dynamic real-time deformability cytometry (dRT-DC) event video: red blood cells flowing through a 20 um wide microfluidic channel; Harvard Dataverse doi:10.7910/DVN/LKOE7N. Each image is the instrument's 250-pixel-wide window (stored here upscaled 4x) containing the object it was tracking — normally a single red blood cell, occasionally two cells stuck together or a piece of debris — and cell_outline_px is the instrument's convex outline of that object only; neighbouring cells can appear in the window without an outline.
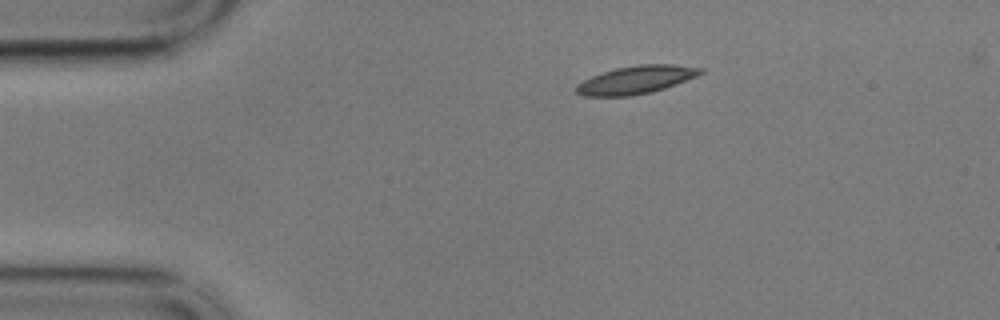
{"species": "common noctule bat (a hibernating species)", "species_latin": "Nyctalus noctula", "temperature_condition": "cold", "stored_images_in_passage": 37, "camera_frame_rate_fps": 3000, "um_per_image_px": 0.085, "animal": {"sex": "male", "body_mass_g": 17.9}, "frame": {"image": 1, "passage_image": 1, "time_ms": 0.0, "image_size_px": [1000, 320], "cell_outline_px": [[704, 72], [696, 76], [676, 84], [652, 92], [632, 96], [584, 96], [576, 92], [576, 84], [592, 76], [616, 68], [640, 64], [672, 64], [704, 68]], "centroid_in_image_um": [54.08, 6.78], "position_along_channel_um": 30.9, "area_um2": 20.17}}
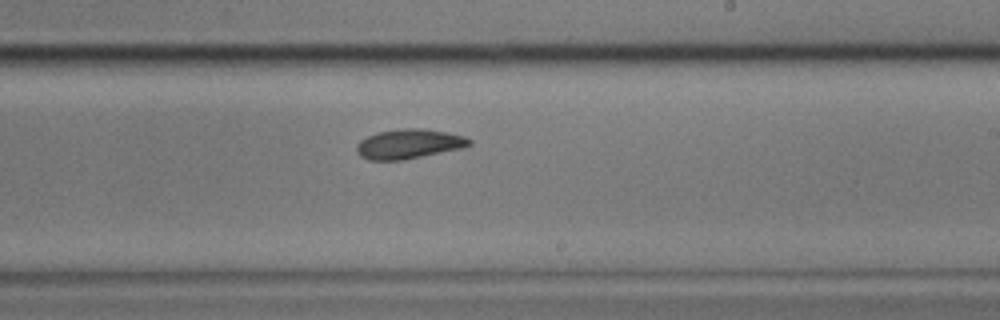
{"frame": {"image": 2, "passage_image": 25, "time_ms": 8.0, "image_size_px": [1000, 320], "cell_outline_px": [[472, 144], [460, 148], [404, 160], [368, 160], [360, 156], [356, 152], [356, 144], [360, 140], [376, 132], [400, 128], [420, 128], [444, 132], [464, 136], [472, 140]], "centroid_in_image_um": [34.7, 12.23], "position_along_channel_um": 254.3, "area_um2": 19.42}}
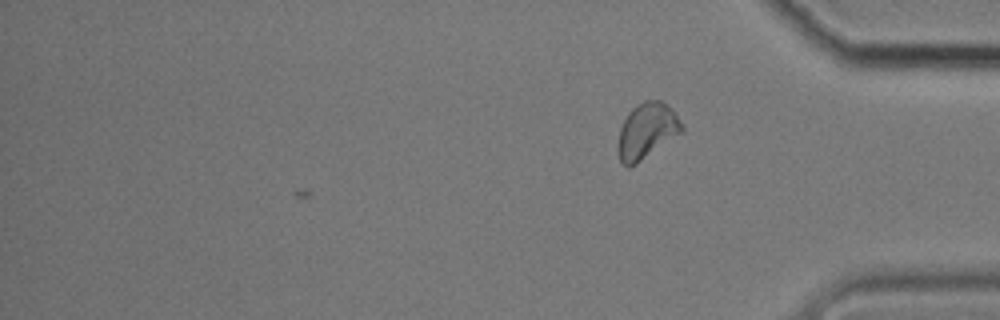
{"frame": {"image": 3, "passage_image": 37, "time_ms": 12.0, "image_size_px": [1000, 320], "cell_outline_px": [[684, 132], [636, 164], [628, 168], [620, 160], [620, 128], [628, 112], [632, 108], [644, 100], [660, 100], [672, 108], [684, 128]], "centroid_in_image_um": [55.03, 11.11], "position_along_channel_um": 380.2, "area_um2": 20.46}, "authors_computed_cell_mechanics": {"area_um2": 19.5942, "velocity_mm_per_s": 3.3711, "shape_relaxation_time_tau1_ms": 3.1326, "shape_relaxation_time_tau2_ms": 3.2285, "deformation_change_tau1": 0.1014, "deformation_change_tau2": 0.0801}}